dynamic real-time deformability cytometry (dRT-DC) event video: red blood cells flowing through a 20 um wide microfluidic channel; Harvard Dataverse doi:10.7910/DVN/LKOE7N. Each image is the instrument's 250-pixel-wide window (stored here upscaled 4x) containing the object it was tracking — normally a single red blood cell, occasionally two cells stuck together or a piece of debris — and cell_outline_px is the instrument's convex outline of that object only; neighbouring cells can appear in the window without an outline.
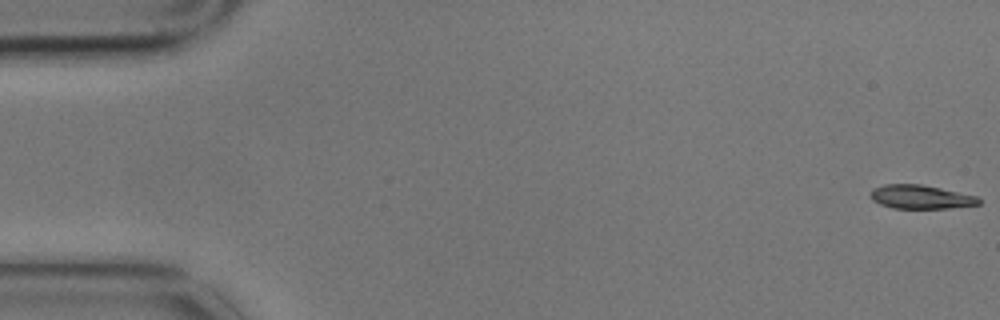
{"species": "common noctule bat (a hibernating species)", "species_latin": "Nyctalus noctula", "temperature_condition": "cold", "stored_images_in_passage": 10, "camera_frame_rate_fps": 3000, "um_per_image_px": 0.085, "animal": {"sex": "male", "body_mass_g": 17.9}, "frame": {"image": 1, "passage_image": 1, "time_ms": 0.0, "image_size_px": [1000, 320], "cell_outline_px": [[980, 204], [948, 208], [892, 208], [880, 204], [872, 200], [872, 188], [884, 184], [920, 184], [940, 188], [976, 196], [980, 200]], "centroid_in_image_um": [78.24, 16.73], "position_along_channel_um": 6.8, "area_um2": 14.8}}
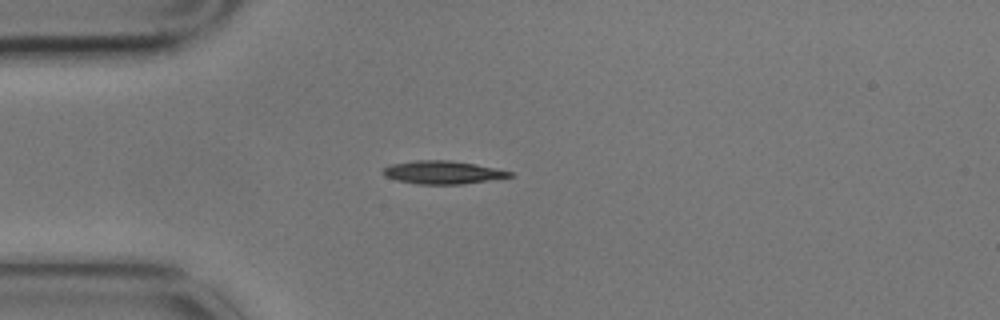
{"frame": {"image": 2, "passage_image": 5, "time_ms": 1.333, "image_size_px": [1000, 320], "cell_outline_px": [[512, 176], [464, 184], [416, 184], [396, 180], [384, 176], [380, 172], [388, 164], [416, 160], [448, 160], [476, 164], [496, 168], [512, 172]], "centroid_in_image_um": [37.55, 14.65], "position_along_channel_um": 47.4, "area_um2": 17.11}}